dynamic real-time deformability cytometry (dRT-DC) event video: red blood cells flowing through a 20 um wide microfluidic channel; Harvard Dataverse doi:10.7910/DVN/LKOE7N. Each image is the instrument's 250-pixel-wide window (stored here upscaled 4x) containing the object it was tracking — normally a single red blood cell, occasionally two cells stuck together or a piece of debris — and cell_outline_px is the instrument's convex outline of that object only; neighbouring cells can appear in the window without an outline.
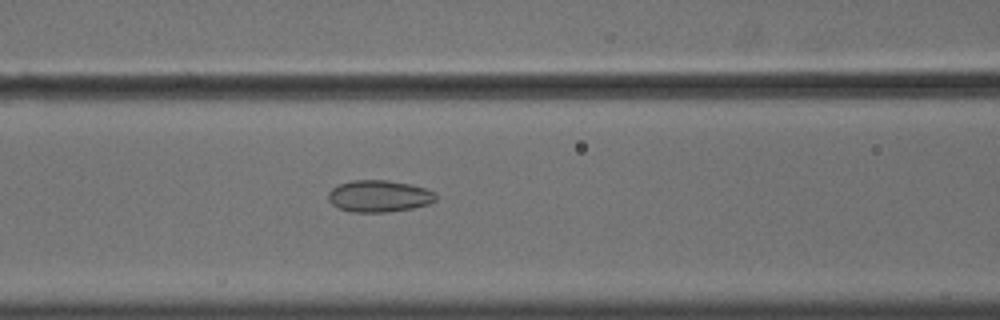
{"species": "common noctule bat (a hibernating species)", "species_latin": "Nyctalus noctula", "temperature_condition": "cold", "stored_images_in_passage": 47, "camera_frame_rate_fps": 3000, "um_per_image_px": 0.085, "animal": {"sex": "male", "body_mass_g": 18.8}, "frame": {"image": 1, "passage_image": 25, "time_ms": 8.0, "image_size_px": [1000, 320], "cell_outline_px": [[436, 200], [428, 204], [412, 208], [388, 212], [352, 212], [340, 208], [332, 204], [328, 200], [328, 192], [332, 188], [340, 184], [352, 180], [388, 180], [408, 184], [424, 188], [436, 192]], "centroid_in_image_um": [32.21, 16.67], "position_along_channel_um": 134.4, "area_um2": 19.88}}
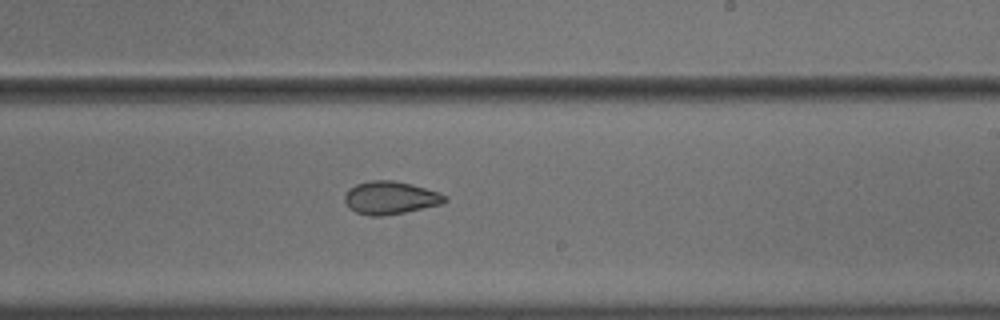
{"frame": {"image": 2, "passage_image": 35, "time_ms": 11.333, "image_size_px": [1000, 320], "cell_outline_px": [[448, 200], [444, 204], [404, 212], [380, 216], [368, 216], [356, 212], [344, 200], [344, 196], [348, 188], [356, 184], [368, 180], [392, 180], [412, 184], [440, 192], [448, 196]], "centroid_in_image_um": [33.22, 16.8], "position_along_channel_um": 255.8, "area_um2": 19.36}}
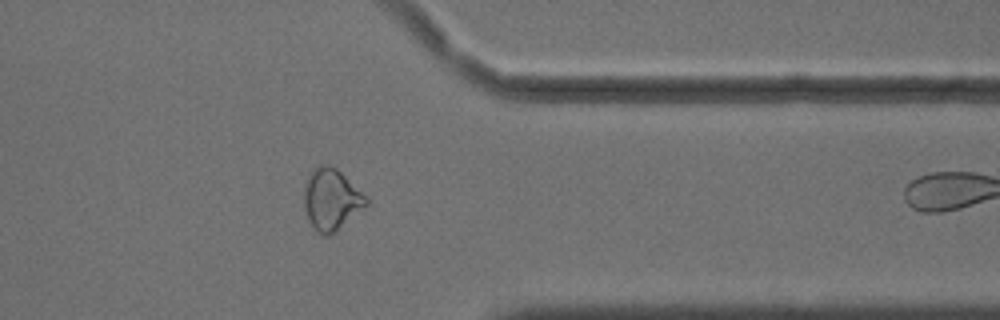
{"frame": {"image": 3, "passage_image": 46, "time_ms": 15.0, "image_size_px": [1000, 320], "cell_outline_px": [[368, 204], [364, 208], [328, 236], [324, 236], [308, 220], [304, 208], [304, 184], [308, 176], [320, 164], [332, 164], [368, 196]], "centroid_in_image_um": [28.17, 16.91], "position_along_channel_um": 383.2, "area_um2": 22.08}}